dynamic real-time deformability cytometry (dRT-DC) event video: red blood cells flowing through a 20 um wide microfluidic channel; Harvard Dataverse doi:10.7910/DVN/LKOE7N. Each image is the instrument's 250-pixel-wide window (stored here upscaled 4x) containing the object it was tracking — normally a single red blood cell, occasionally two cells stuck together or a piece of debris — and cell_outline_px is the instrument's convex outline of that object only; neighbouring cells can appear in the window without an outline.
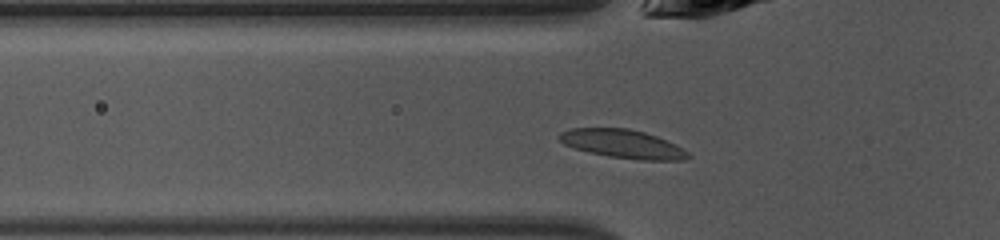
{"species": "common noctule bat (a hibernating species)", "species_latin": "Nyctalus noctula", "temperature_condition": "warm", "stored_images_in_passage": 40, "camera_frame_rate_fps": 3000, "um_per_image_px": 0.085, "animal": {"sex": "female", "body_mass_g": 10.0, "forearm_length_mm": 53.1}, "frame": {"image": 1, "passage_image": 8, "time_ms": 2.333, "image_size_px": [1000, 240], "cell_outline_px": [[692, 156], [684, 160], [640, 160], [608, 156], [588, 152], [564, 144], [556, 136], [560, 132], [572, 128], [628, 128], [644, 132], [656, 136], [676, 144], [688, 152]], "centroid_in_image_um": [52.94, 12.23], "position_along_channel_um": 72.9, "area_um2": 21.44}}
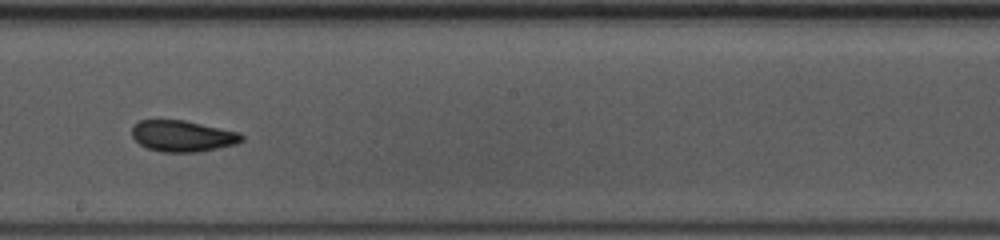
{"frame": {"image": 2, "passage_image": 19, "time_ms": 6.0, "image_size_px": [1000, 240], "cell_outline_px": [[244, 140], [236, 144], [200, 152], [160, 152], [148, 148], [140, 144], [132, 136], [132, 124], [140, 120], [184, 120], [240, 132], [244, 136]], "centroid_in_image_um": [15.53, 11.56], "position_along_channel_um": 232.7, "area_um2": 20.11}}
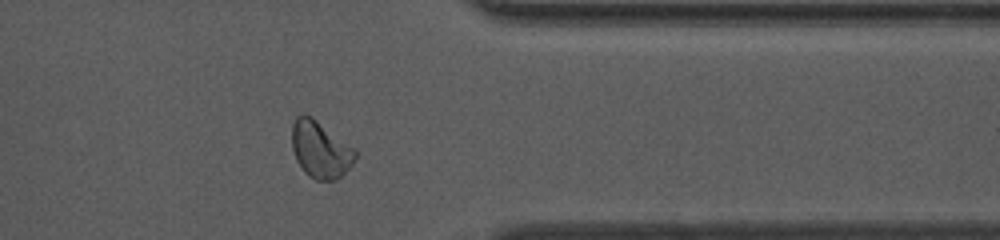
{"frame": {"image": 3, "passage_image": 30, "time_ms": 9.667, "image_size_px": [1000, 240], "cell_outline_px": [[356, 160], [336, 180], [316, 180], [308, 176], [304, 172], [296, 160], [292, 148], [292, 124], [296, 116], [312, 116], [356, 148]], "centroid_in_image_um": [27.24, 12.71], "position_along_channel_um": 384.2, "area_um2": 21.1}, "authors_computed_cell_mechanics": {"area_um2": 20.1433, "velocity_mm_per_s": 4.3227, "shape_relaxation_time_tau1_ms": 5.8935, "shape_relaxation_time_tau2_ms": 1.8183, "deformation_change_tau1": 0.1403, "deformation_change_tau2": 0.0756}}